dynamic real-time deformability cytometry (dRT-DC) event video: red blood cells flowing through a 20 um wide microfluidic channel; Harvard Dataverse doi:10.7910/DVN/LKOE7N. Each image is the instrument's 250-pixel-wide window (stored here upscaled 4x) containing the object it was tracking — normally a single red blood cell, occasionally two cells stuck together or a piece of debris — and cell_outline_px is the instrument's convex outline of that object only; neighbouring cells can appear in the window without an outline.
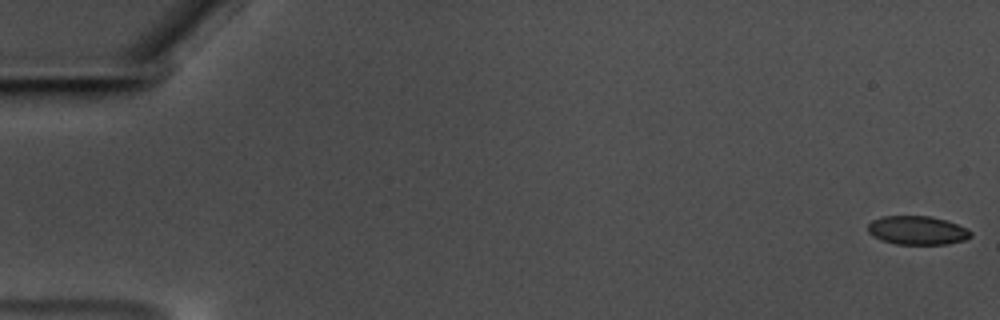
{"species": "common noctule bat (a hibernating species)", "species_latin": "Nyctalus noctula", "temperature_condition": "warm", "stored_images_in_passage": 59, "camera_frame_rate_fps": 3000, "um_per_image_px": 0.085, "animal": {"sex": "male", "body_mass_g": 17.5, "forearm_length_mm": 52.3}, "frame": {"image": 1, "passage_image": 1, "time_ms": 0.0, "image_size_px": [1000, 320], "cell_outline_px": [[972, 236], [964, 240], [948, 244], [896, 244], [880, 240], [872, 236], [868, 232], [868, 224], [872, 220], [880, 216], [932, 216], [968, 228], [972, 232]], "centroid_in_image_um": [77.95, 19.58], "position_along_channel_um": 7.0, "area_um2": 17.34}}
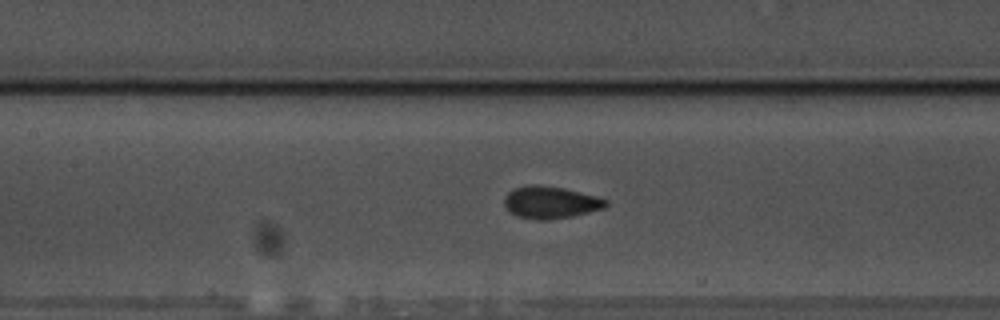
{"frame": {"image": 2, "passage_image": 28, "time_ms": 9.0, "image_size_px": [1000, 320], "cell_outline_px": [[608, 204], [604, 208], [572, 216], [548, 220], [536, 220], [516, 216], [508, 212], [504, 204], [504, 200], [508, 192], [512, 188], [532, 184], [540, 184], [564, 188], [596, 196], [608, 200]], "centroid_in_image_um": [46.76, 17.2], "position_along_channel_um": 160.6, "area_um2": 19.25}}
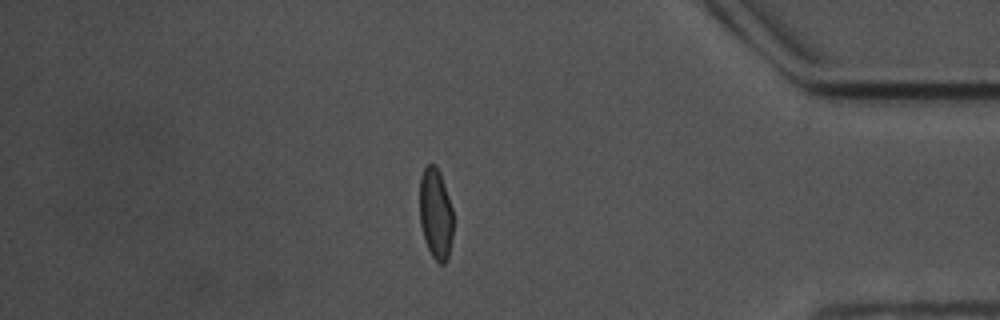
{"frame": {"image": 3, "passage_image": 51, "time_ms": 16.667, "image_size_px": [1000, 320], "cell_outline_px": [[452, 236], [448, 260], [444, 264], [440, 264], [432, 256], [424, 240], [420, 224], [420, 176], [424, 168], [428, 164], [436, 164], [440, 172], [452, 208]], "centroid_in_image_um": [37.02, 18.17], "position_along_channel_um": 398.2, "area_um2": 17.86}, "authors_computed_cell_mechanics": {"area_um2": 18.2648, "velocity_mm_per_s": 3.5053, "shape_relaxation_time_tau1_ms": 4.4559, "shape_relaxation_time_tau2_ms": null, "deformation_change_tau1": 0.1254, "deformation_change_tau2": null}}